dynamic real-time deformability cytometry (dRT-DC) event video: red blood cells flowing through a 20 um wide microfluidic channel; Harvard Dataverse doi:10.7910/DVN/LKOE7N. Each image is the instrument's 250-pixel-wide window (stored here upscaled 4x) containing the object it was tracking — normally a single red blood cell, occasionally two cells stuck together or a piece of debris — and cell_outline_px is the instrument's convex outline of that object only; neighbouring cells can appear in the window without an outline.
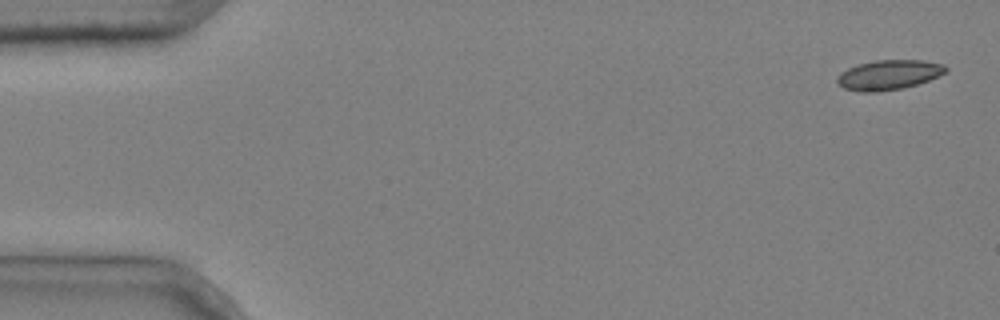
{"species": "common noctule bat (a hibernating species)", "species_latin": "Nyctalus noctula", "temperature_condition": "cold", "stored_images_in_passage": 5, "camera_frame_rate_fps": 3000, "um_per_image_px": 0.085, "animal": {"sex": "male", "body_mass_g": 20.4}, "frame": {"image": 1, "passage_image": 1, "time_ms": 0.0, "image_size_px": [1000, 320], "cell_outline_px": [[948, 68], [944, 72], [928, 80], [904, 88], [876, 92], [864, 92], [844, 88], [836, 80], [840, 72], [856, 64], [876, 60], [920, 60], [944, 64]], "centroid_in_image_um": [75.51, 6.35], "position_along_channel_um": 9.5, "area_um2": 18.67}}
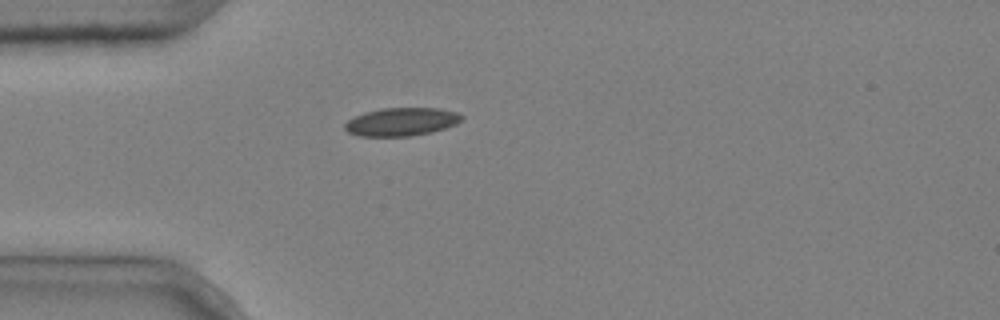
{"frame": {"image": 2, "passage_image": 4, "time_ms": 1.0, "image_size_px": [1000, 320], "cell_outline_px": [[464, 116], [456, 124], [432, 132], [408, 136], [360, 136], [348, 132], [344, 128], [344, 124], [348, 120], [364, 112], [380, 108], [440, 108], [456, 112]], "centroid_in_image_um": [34.11, 10.34], "position_along_channel_um": 50.9, "area_um2": 19.13}}